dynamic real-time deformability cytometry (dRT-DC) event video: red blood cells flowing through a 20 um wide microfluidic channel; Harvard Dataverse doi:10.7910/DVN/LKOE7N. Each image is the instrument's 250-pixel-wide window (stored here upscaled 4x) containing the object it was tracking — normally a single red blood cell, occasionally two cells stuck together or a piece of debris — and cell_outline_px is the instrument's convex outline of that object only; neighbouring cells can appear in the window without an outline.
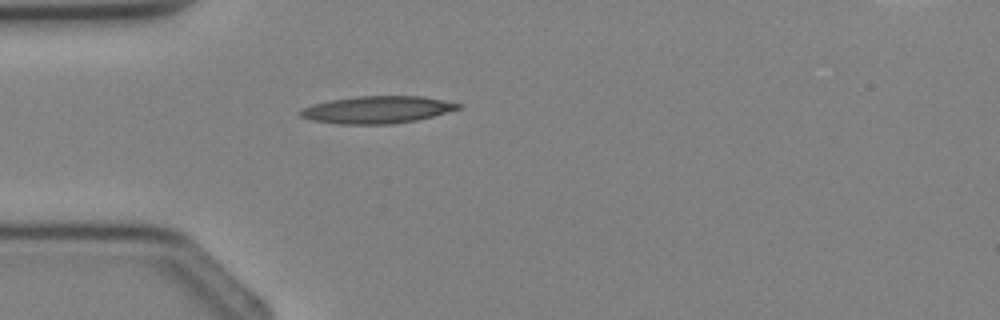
{"species": "Egyptian fruit bat (a non-hibernating species)", "species_latin": "Rousettus aegyptiacus", "temperature_condition": "cold", "stored_images_in_passage": 1, "camera_frame_rate_fps": 3000, "um_per_image_px": 0.085, "animal": {"sex": "female"}, "frame": {"image": 1, "passage_image": 1, "time_ms": 0.0, "image_size_px": [1000, 320], "cell_outline_px": [[464, 104], [460, 108], [432, 116], [416, 120], [392, 124], [336, 124], [312, 120], [300, 116], [300, 112], [304, 108], [316, 104], [332, 100], [356, 96], [424, 96]], "centroid_in_image_um": [32.1, 9.32], "position_along_channel_um": 52.9, "area_um2": 24.85}}